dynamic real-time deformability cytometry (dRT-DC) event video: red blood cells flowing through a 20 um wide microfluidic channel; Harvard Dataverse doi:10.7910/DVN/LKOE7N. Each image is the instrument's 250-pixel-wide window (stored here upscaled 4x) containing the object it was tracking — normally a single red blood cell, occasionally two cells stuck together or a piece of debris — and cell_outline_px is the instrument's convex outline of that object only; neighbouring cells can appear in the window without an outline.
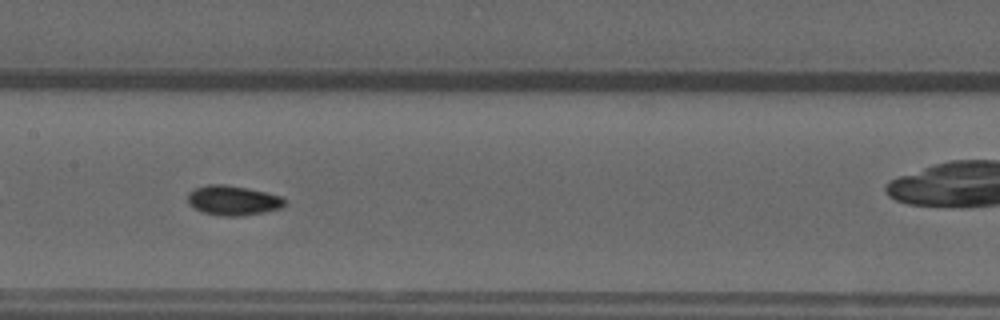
{"species": "common noctule bat (a hibernating species)", "species_latin": "Nyctalus noctula", "temperature_condition": "warm", "stored_images_in_passage": 40, "camera_frame_rate_fps": 3000, "um_per_image_px": 0.085, "animal": {"sex": "male", "forearm_length_mm": 52.5}, "frame": {"image": 1, "passage_image": 12, "time_ms": 3.667, "image_size_px": [1000, 320], "cell_outline_px": [[288, 200], [280, 208], [264, 212], [240, 216], [224, 216], [204, 212], [188, 204], [188, 192], [196, 188], [208, 184], [224, 184], [248, 188], [284, 196]], "centroid_in_image_um": [19.84, 17.02], "position_along_channel_um": 187.6, "area_um2": 16.82}}
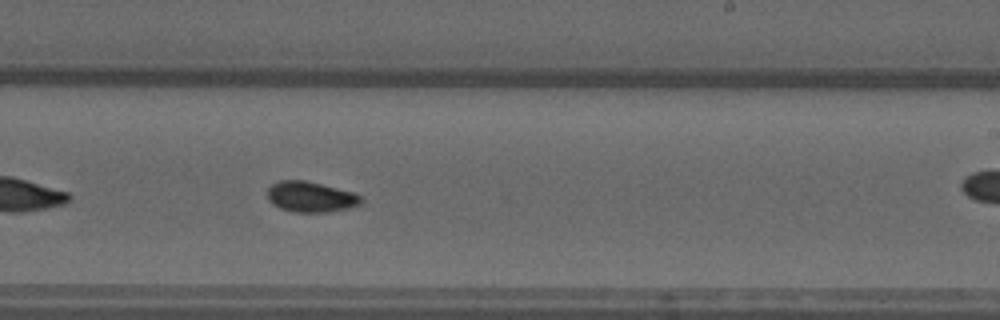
{"frame": {"image": 2, "passage_image": 18, "time_ms": 5.667, "image_size_px": [1000, 320], "cell_outline_px": [[360, 204], [348, 208], [328, 212], [292, 212], [280, 208], [272, 204], [268, 200], [268, 188], [272, 184], [280, 180], [304, 180], [352, 192], [360, 196]], "centroid_in_image_um": [26.35, 16.74], "position_along_channel_um": 262.6, "area_um2": 16.47}, "authors_computed_cell_mechanics": {"area_um2": 16.0106, "velocity_mm_per_s": 3.7829, "shape_relaxation_time_tau1_ms": null, "shape_relaxation_time_tau2_ms": 2.8197, "deformation_change_tau1": null, "deformation_change_tau2": 0.0529}}